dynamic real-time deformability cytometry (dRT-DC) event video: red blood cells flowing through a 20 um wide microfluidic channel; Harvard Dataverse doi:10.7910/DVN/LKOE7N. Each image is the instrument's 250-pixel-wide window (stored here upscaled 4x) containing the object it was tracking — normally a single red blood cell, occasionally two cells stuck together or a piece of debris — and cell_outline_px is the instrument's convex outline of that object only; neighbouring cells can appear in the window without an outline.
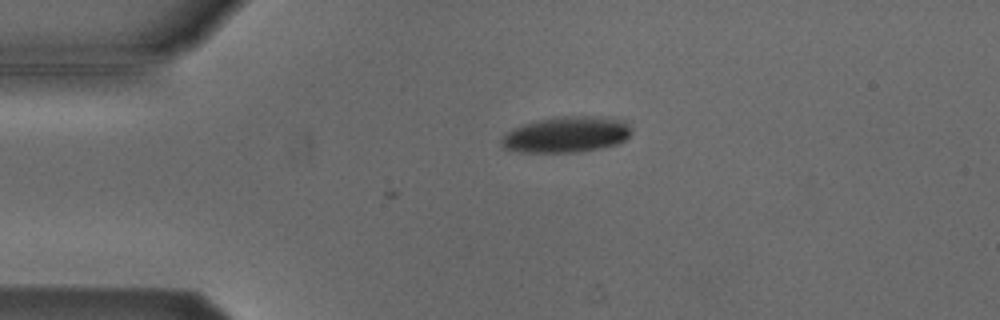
{"species": "Egyptian fruit bat (a non-hibernating species)", "species_latin": "Rousettus aegyptiacus", "temperature_condition": "cold", "stored_images_in_passage": 6, "camera_frame_rate_fps": 3000, "um_per_image_px": 0.085, "animal": {"sex": "male"}, "frame": {"image": 1, "passage_image": 1, "time_ms": 0.0, "image_size_px": [1000, 320], "cell_outline_px": [[632, 132], [624, 140], [616, 144], [600, 148], [580, 152], [520, 152], [504, 148], [500, 144], [500, 140], [512, 128], [536, 120], [556, 116], [592, 116], [624, 120], [628, 124]], "centroid_in_image_um": [48.13, 11.43], "position_along_channel_um": 36.9, "area_um2": 27.22}}
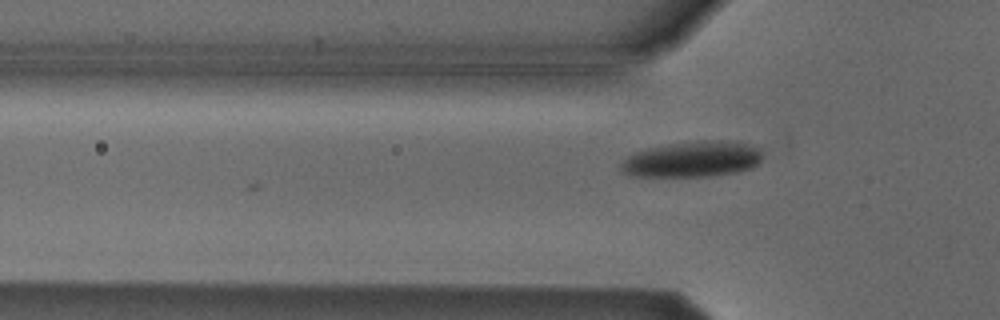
{"frame": {"image": 2, "passage_image": 6, "time_ms": 1.667, "image_size_px": [1000, 320], "cell_outline_px": [[760, 160], [752, 168], [736, 172], [708, 176], [636, 176], [624, 172], [620, 168], [620, 164], [628, 156], [636, 152], [648, 148], [668, 144], [700, 140], [740, 140], [756, 144], [760, 148]], "centroid_in_image_um": [58.93, 13.5], "position_along_channel_um": 66.9, "area_um2": 29.71}}